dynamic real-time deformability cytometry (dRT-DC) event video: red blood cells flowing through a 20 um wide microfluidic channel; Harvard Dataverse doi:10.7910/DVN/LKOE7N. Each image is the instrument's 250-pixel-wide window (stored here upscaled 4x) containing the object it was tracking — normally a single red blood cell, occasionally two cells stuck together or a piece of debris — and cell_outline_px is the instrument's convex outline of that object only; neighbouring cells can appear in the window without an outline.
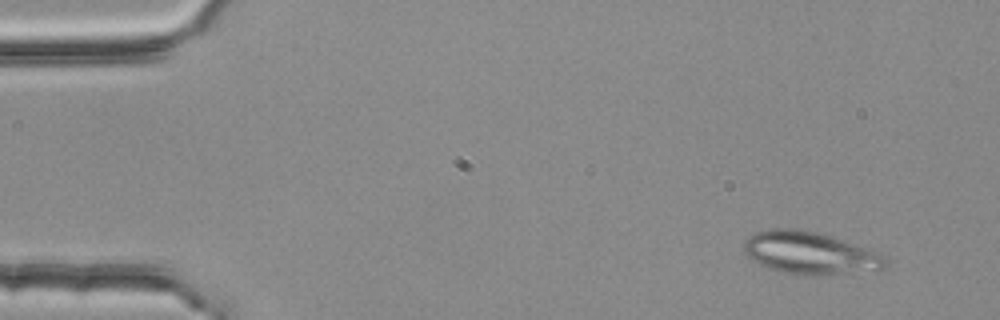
{"species": "common noctule bat (a hibernating species)", "species_latin": "Nyctalus noctula", "temperature_condition": "room temperature", "stored_images_in_passage": 2, "camera_frame_rate_fps": 3000, "um_per_image_px": 0.085, "animal": {"sex": "female", "body_mass_g": 25.1}, "frame": {"image": 1, "passage_image": 2, "time_ms": 0.333, "image_size_px": [1000, 320], "cell_outline_px": [[888, 264], [884, 268], [876, 272], [792, 272], [772, 268], [760, 264], [752, 260], [744, 252], [744, 244], [748, 236], [756, 232], [772, 228], [800, 228], [816, 232], [876, 252], [884, 256], [888, 260]], "centroid_in_image_um": [68.84, 21.45], "position_along_channel_um": 16.2, "area_um2": 33.58}}